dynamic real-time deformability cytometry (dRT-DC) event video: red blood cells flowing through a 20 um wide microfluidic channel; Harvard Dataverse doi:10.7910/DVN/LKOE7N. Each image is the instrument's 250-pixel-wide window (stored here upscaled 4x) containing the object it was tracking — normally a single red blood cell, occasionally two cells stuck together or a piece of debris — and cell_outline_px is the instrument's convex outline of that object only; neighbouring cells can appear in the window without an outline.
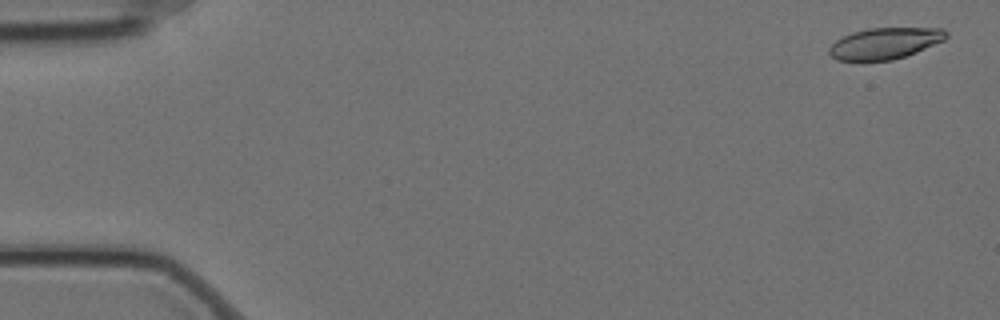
{"species": "Egyptian fruit bat (a non-hibernating species)", "species_latin": "Rousettus aegyptiacus", "temperature_condition": "cold", "stored_images_in_passage": 5, "camera_frame_rate_fps": 3000, "um_per_image_px": 0.085, "animal": {"sex": "female"}, "frame": {"image": 1, "passage_image": 1, "time_ms": 0.0, "image_size_px": [1000, 320], "cell_outline_px": [[948, 36], [944, 40], [916, 52], [892, 60], [836, 60], [828, 52], [828, 48], [840, 36], [852, 32], [868, 28], [944, 28], [948, 32]], "centroid_in_image_um": [75.2, 3.67], "position_along_channel_um": 9.8, "area_um2": 21.33}}
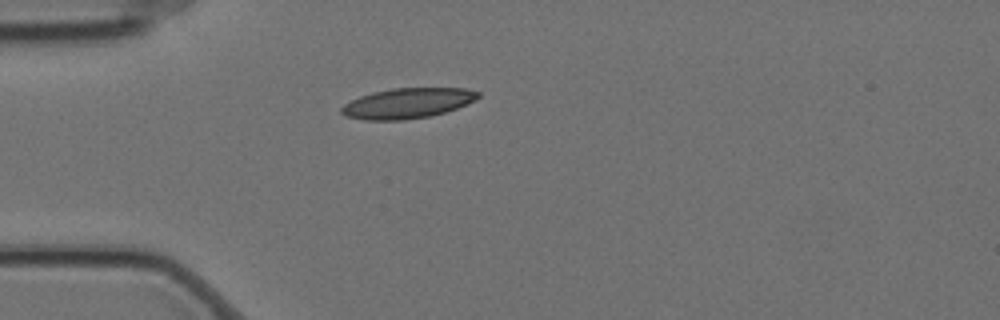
{"frame": {"image": 2, "passage_image": 5, "time_ms": 1.333, "image_size_px": [1000, 320], "cell_outline_px": [[480, 96], [476, 100], [456, 108], [432, 116], [404, 120], [364, 120], [344, 116], [340, 112], [340, 108], [344, 104], [360, 96], [372, 92], [392, 88], [464, 88], [480, 92]], "centroid_in_image_um": [34.62, 8.78], "position_along_channel_um": 50.4, "area_um2": 24.22}}